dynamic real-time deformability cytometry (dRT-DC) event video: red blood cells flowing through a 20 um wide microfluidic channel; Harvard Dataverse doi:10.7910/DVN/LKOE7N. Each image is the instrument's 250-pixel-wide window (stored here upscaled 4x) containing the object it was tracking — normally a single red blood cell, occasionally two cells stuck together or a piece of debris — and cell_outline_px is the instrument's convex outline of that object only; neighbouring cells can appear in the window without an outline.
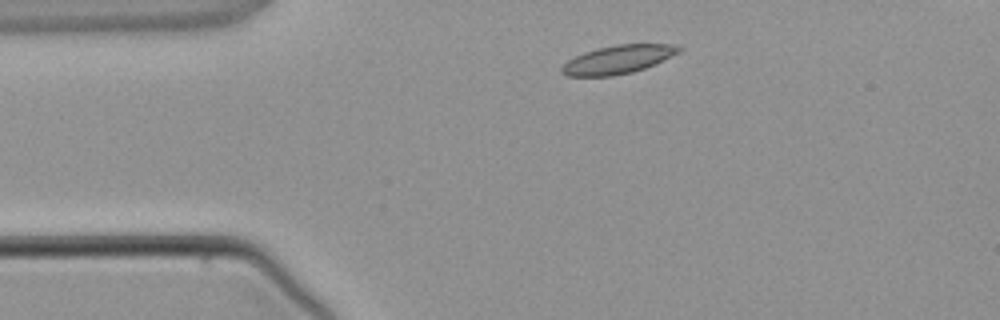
{"species": "common noctule bat (a hibernating species)", "species_latin": "Nyctalus noctula", "temperature_condition": "warm", "stored_images_in_passage": 3, "camera_frame_rate_fps": 3000, "um_per_image_px": 0.085, "animal": {"sex": "male", "body_mass_g": 21.5, "forearm_length_mm": 52.0}, "frame": {"image": 1, "passage_image": 3, "time_ms": 3.333, "image_size_px": [1000, 320], "cell_outline_px": [[684, 48], [680, 52], [644, 68], [632, 72], [612, 76], [568, 76], [560, 72], [560, 68], [568, 60], [584, 52], [616, 44], [680, 44]], "centroid_in_image_um": [52.55, 5.05], "position_along_channel_um": 32.4, "area_um2": 19.31}}